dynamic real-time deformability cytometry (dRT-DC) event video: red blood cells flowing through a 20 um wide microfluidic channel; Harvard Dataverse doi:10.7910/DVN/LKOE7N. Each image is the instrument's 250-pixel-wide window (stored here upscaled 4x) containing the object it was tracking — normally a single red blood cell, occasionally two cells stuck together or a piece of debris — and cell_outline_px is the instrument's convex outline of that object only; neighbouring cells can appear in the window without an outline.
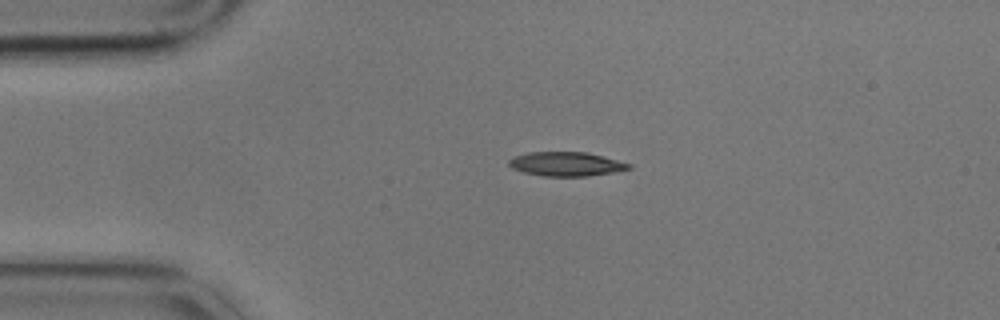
{"species": "common noctule bat (a hibernating species)", "species_latin": "Nyctalus noctula", "temperature_condition": "cold", "stored_images_in_passage": 2, "camera_frame_rate_fps": 3000, "um_per_image_px": 0.085, "animal": {"sex": "male", "body_mass_g": 17.9}, "frame": {"image": 1, "passage_image": 1, "time_ms": 0.0, "image_size_px": [1000, 320], "cell_outline_px": [[632, 168], [612, 172], [588, 176], [544, 176], [524, 172], [512, 168], [508, 164], [508, 160], [512, 156], [528, 152], [588, 152], [632, 164]], "centroid_in_image_um": [48.1, 13.93], "position_along_channel_um": 36.9, "area_um2": 16.88}}